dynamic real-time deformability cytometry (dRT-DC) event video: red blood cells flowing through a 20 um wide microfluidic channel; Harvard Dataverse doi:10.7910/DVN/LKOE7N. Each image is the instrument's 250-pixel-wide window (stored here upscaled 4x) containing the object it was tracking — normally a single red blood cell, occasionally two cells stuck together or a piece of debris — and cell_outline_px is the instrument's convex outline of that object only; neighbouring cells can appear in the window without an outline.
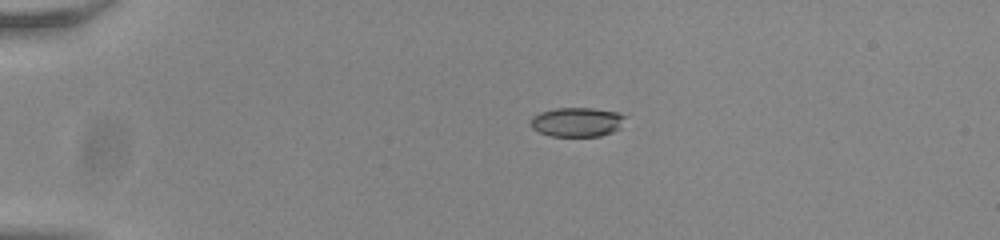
{"species": "common noctule bat (a hibernating species)", "species_latin": "Nyctalus noctula", "temperature_condition": "room temperature", "stored_images_in_passage": 19, "camera_frame_rate_fps": 3000, "um_per_image_px": 0.085, "animal": {"sex": "male", "body_mass_g": 20.0, "forearm_length_mm": 53.3}, "frame": {"image": 1, "passage_image": 1, "time_ms": 0.0, "image_size_px": [1000, 240], "cell_outline_px": [[628, 116], [620, 128], [612, 132], [600, 136], [552, 136], [540, 132], [532, 128], [528, 124], [528, 120], [532, 116], [540, 112], [556, 108], [592, 108], [620, 112]], "centroid_in_image_um": [49.05, 10.36], "position_along_channel_um": 35.9, "area_um2": 16.47}}
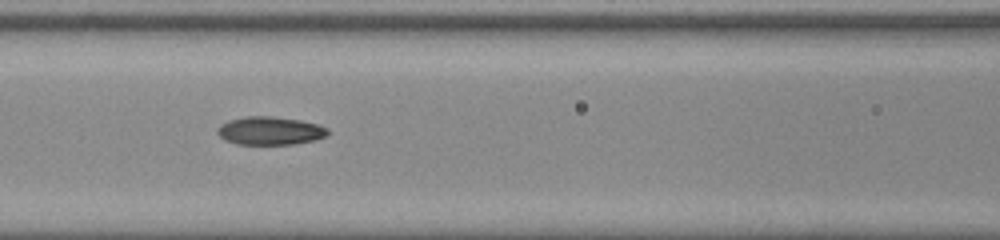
{"frame": {"image": 2, "passage_image": 14, "time_ms": 4.333, "image_size_px": [1000, 240], "cell_outline_px": [[332, 132], [324, 136], [312, 140], [292, 144], [236, 144], [224, 140], [216, 132], [216, 128], [220, 124], [228, 120], [244, 116], [272, 116], [300, 120], [316, 124], [328, 128]], "centroid_in_image_um": [22.9, 11.1], "position_along_channel_um": 143.7, "area_um2": 18.21}}
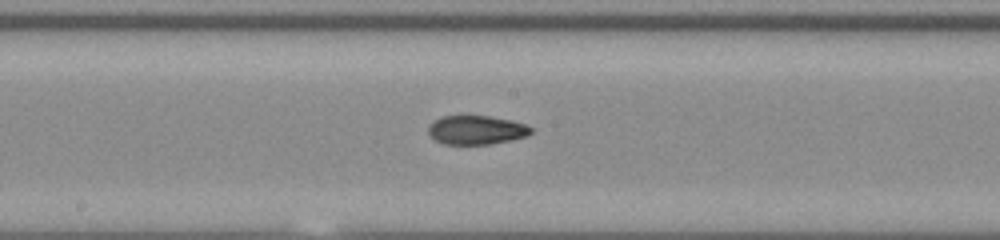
{"frame": {"image": 3, "passage_image": 19, "time_ms": 6.0, "image_size_px": [1000, 240], "cell_outline_px": [[532, 132], [528, 136], [512, 140], [488, 144], [444, 144], [436, 140], [428, 132], [428, 124], [432, 120], [440, 116], [488, 116], [512, 120], [524, 124], [532, 128]], "centroid_in_image_um": [40.48, 11.04], "position_along_channel_um": 207.7, "area_um2": 17.4}}